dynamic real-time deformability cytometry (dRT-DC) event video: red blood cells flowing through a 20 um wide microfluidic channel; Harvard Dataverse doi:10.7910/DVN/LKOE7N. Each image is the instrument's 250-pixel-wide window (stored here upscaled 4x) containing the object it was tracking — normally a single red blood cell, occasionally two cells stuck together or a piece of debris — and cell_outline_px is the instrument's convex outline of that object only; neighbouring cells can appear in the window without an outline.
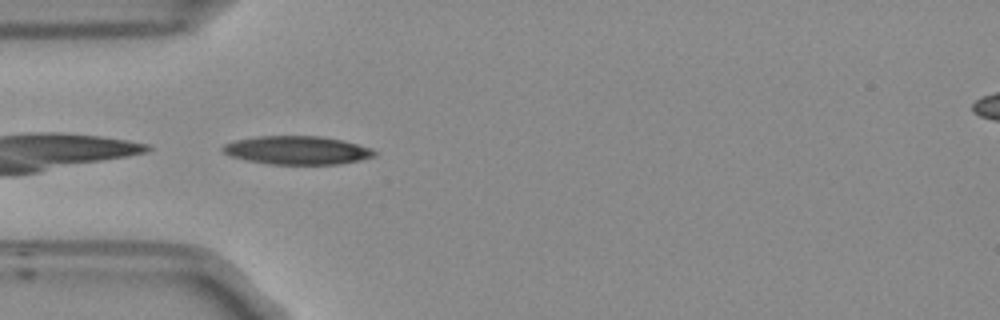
{"species": "Egyptian fruit bat (a non-hibernating species)", "species_latin": "Rousettus aegyptiacus", "temperature_condition": "room temperature", "stored_images_in_passage": 39, "camera_frame_rate_fps": 3000, "um_per_image_px": 0.085, "frame": {"image": 1, "passage_image": 1, "time_ms": 0.0, "image_size_px": [1000, 320], "cell_outline_px": [[376, 156], [360, 160], [336, 164], [272, 164], [248, 160], [232, 156], [224, 152], [220, 148], [224, 144], [236, 140], [256, 136], [320, 136], [340, 140], [372, 148], [376, 152]], "centroid_in_image_um": [25.26, 12.77], "position_along_channel_um": 59.7, "area_um2": 24.85}}
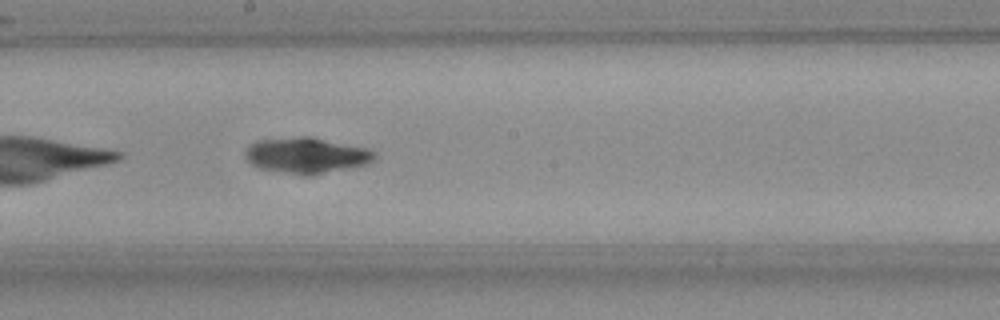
{"frame": {"image": 2, "passage_image": 14, "time_ms": 4.333, "image_size_px": [1000, 320], "cell_outline_px": [[376, 160], [368, 164], [352, 168], [320, 172], [284, 172], [256, 168], [244, 156], [244, 152], [256, 140], [296, 136], [308, 136], [368, 148], [376, 152]], "centroid_in_image_um": [26.07, 13.16], "position_along_channel_um": 222.1, "area_um2": 26.47}}
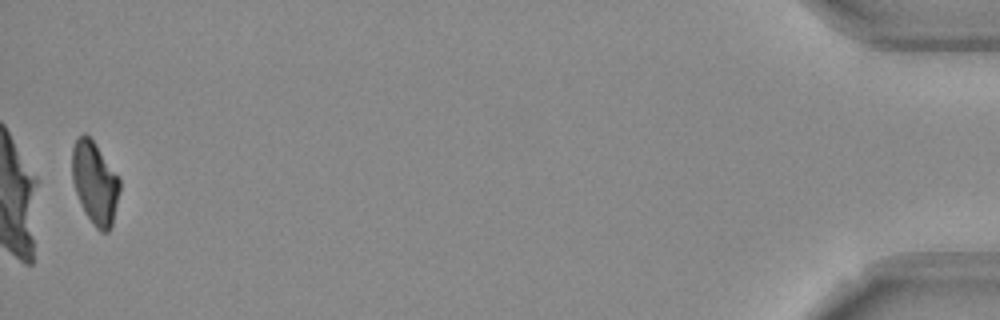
{"frame": {"image": 3, "passage_image": 38, "time_ms": 12.333, "image_size_px": [1000, 320], "cell_outline_px": [[120, 188], [112, 224], [108, 232], [100, 232], [92, 224], [84, 212], [76, 192], [72, 180], [72, 148], [76, 140], [84, 132], [96, 144], [120, 180]], "centroid_in_image_um": [8.05, 15.56], "position_along_channel_um": 427.1, "area_um2": 22.66}, "authors_computed_cell_mechanics": {"area_um2": 24.1604, "velocity_mm_per_s": 3.7675, "shape_relaxation_time_tau1_ms": 6.0882, "shape_relaxation_time_tau2_ms": 7.1772, "deformation_change_tau1": 0.1801, "deformation_change_tau2": 0.1418}}